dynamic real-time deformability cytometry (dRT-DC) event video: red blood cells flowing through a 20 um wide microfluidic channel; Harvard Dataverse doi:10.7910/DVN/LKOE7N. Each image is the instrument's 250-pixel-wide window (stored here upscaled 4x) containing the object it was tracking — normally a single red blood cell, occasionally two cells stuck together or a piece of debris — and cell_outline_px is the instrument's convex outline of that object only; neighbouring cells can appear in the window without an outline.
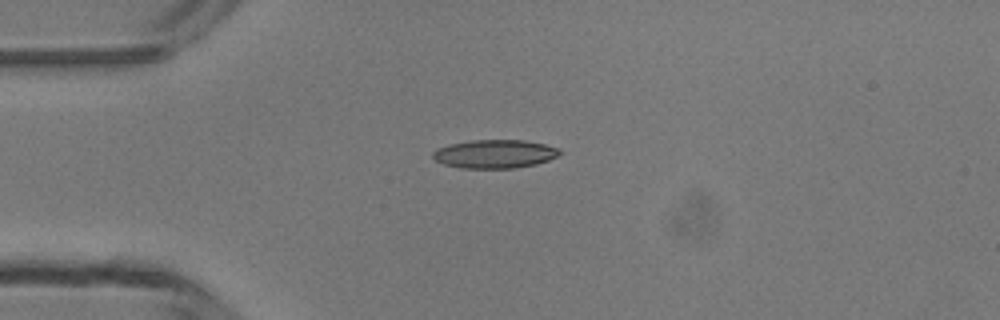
{"species": "common noctule bat (a hibernating species)", "species_latin": "Nyctalus noctula", "temperature_condition": "room temperature", "stored_images_in_passage": 3, "camera_frame_rate_fps": 3000, "um_per_image_px": 0.085, "animal": {"sex": "male", "body_mass_g": 13.3}, "frame": {"image": 1, "passage_image": 1, "time_ms": 0.0, "image_size_px": [1000, 320], "cell_outline_px": [[560, 152], [556, 156], [548, 160], [536, 164], [516, 168], [460, 168], [444, 164], [436, 160], [432, 156], [432, 152], [436, 148], [448, 144], [472, 140], [524, 140], [544, 144], [556, 148]], "centroid_in_image_um": [41.99, 13.08], "position_along_channel_um": 43.0, "area_um2": 20.98}}